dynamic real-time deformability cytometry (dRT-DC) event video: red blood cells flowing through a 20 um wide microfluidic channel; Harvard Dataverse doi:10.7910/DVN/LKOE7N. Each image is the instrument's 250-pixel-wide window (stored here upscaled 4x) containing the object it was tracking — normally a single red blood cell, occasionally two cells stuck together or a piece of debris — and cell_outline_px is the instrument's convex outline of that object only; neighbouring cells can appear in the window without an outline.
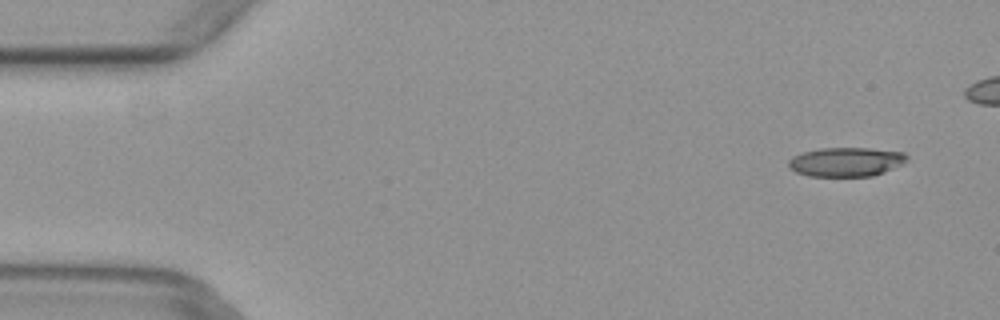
{"species": "common noctule bat (a hibernating species)", "species_latin": "Nyctalus noctula", "temperature_condition": "warm", "stored_images_in_passage": 5, "camera_frame_rate_fps": 3000, "um_per_image_px": 0.085, "animal": {"sex": "female", "body_mass_g": 29.2, "forearm_length_mm": 56.3}, "frame": {"image": 1, "passage_image": 1, "time_ms": 0.0, "image_size_px": [1000, 320], "cell_outline_px": [[908, 156], [904, 164], [884, 172], [872, 176], [808, 176], [796, 172], [788, 168], [788, 160], [792, 156], [804, 152], [820, 148], [868, 148], [904, 152]], "centroid_in_image_um": [71.91, 13.76], "position_along_channel_um": 13.1, "area_um2": 20.23}}